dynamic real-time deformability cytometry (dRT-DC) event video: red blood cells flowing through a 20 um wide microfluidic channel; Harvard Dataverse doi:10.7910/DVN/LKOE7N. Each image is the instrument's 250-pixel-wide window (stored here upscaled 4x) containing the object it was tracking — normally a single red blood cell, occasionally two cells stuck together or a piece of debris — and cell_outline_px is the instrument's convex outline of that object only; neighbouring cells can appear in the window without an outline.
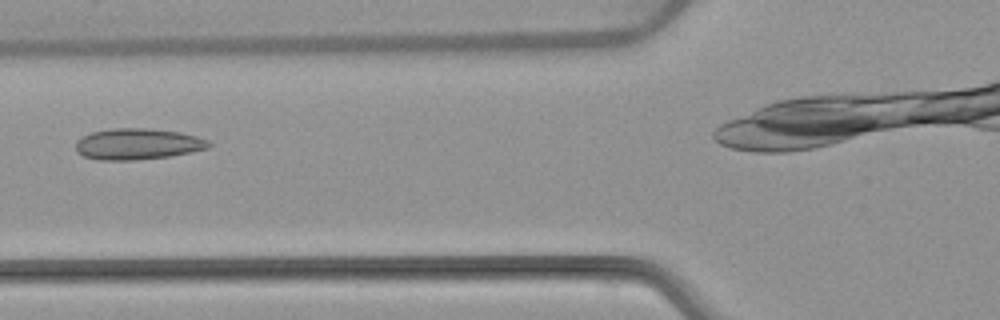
{"species": "common noctule bat (a hibernating species)", "species_latin": "Nyctalus noctula", "temperature_condition": "warm", "stored_images_in_passage": 3, "camera_frame_rate_fps": 3000, "um_per_image_px": 0.085, "animal": {"sex": "female", "body_mass_g": 22.7, "forearm_length_mm": 54.2}, "frame": {"image": 1, "passage_image": 3, "time_ms": 2.333, "image_size_px": [1000, 320], "cell_outline_px": [[212, 144], [208, 148], [168, 156], [132, 160], [96, 160], [84, 156], [76, 152], [76, 140], [80, 136], [92, 132], [112, 128], [148, 128], [180, 132], [196, 136], [208, 140]], "centroid_in_image_um": [11.65, 12.23], "position_along_channel_um": 114.2, "area_um2": 24.16}}